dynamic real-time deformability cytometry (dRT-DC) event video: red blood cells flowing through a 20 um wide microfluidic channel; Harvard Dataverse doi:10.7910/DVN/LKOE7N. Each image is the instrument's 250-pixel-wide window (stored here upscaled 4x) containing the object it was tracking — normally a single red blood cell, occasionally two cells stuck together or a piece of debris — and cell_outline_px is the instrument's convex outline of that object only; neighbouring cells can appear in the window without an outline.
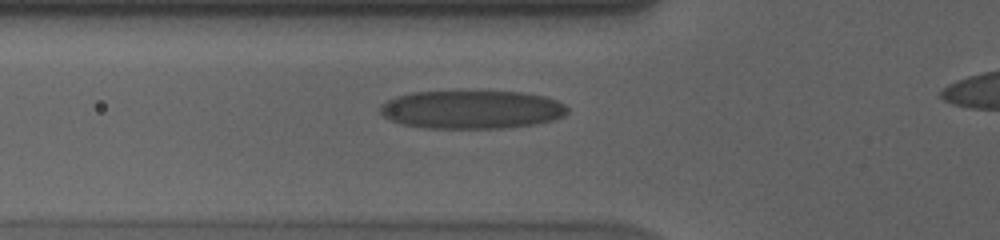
{"species": "human", "species_latin": "Homo sapiens", "temperature_condition": "cold", "stored_images_in_passage": 40, "camera_frame_rate_fps": 3000, "um_per_image_px": 0.085, "donor": {"sex": "male"}, "frame": {"image": 1, "passage_image": 10, "time_ms": 3.0, "image_size_px": [1000, 240], "cell_outline_px": [[568, 112], [564, 116], [552, 120], [536, 124], [504, 128], [424, 128], [400, 124], [388, 120], [380, 112], [380, 104], [396, 96], [412, 92], [524, 92], [544, 96], [556, 100], [564, 104], [568, 108]], "centroid_in_image_um": [40.08, 9.32], "position_along_channel_um": 85.7, "area_um2": 41.96}}
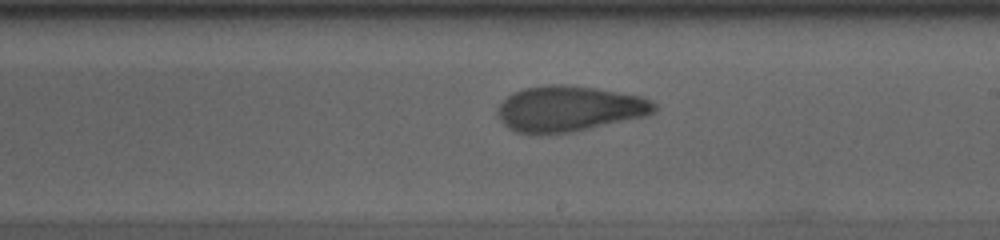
{"frame": {"image": 2, "passage_image": 23, "time_ms": 7.333, "image_size_px": [1000, 240], "cell_outline_px": [[660, 108], [656, 112], [648, 116], [572, 132], [540, 136], [516, 132], [508, 128], [500, 120], [496, 112], [500, 104], [512, 92], [524, 88], [548, 84], [564, 84], [596, 88], [640, 96], [652, 100]], "centroid_in_image_um": [48.39, 9.26], "position_along_channel_um": 240.6, "area_um2": 42.43}}
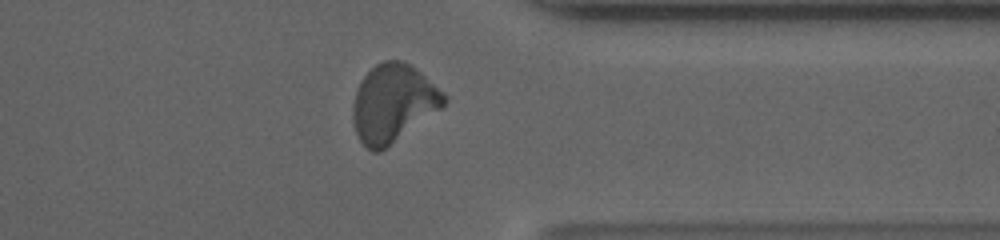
{"frame": {"image": 3, "passage_image": 35, "time_ms": 11.333, "image_size_px": [1000, 240], "cell_outline_px": [[448, 100], [440, 108], [380, 152], [372, 152], [360, 140], [356, 132], [352, 120], [352, 104], [356, 88], [360, 80], [376, 64], [384, 60], [404, 60], [416, 68], [444, 92], [448, 96]], "centroid_in_image_um": [33.39, 8.75], "position_along_channel_um": 378.0, "area_um2": 41.15}}